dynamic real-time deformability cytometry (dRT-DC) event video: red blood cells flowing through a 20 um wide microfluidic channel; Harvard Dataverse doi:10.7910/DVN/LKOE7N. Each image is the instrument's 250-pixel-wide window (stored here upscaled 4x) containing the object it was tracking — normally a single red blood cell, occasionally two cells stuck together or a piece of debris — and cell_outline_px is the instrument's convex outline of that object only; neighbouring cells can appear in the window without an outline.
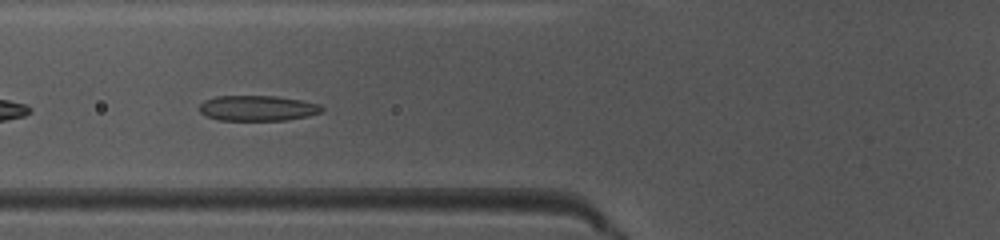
{"species": "common noctule bat (a hibernating species)", "species_latin": "Nyctalus noctula", "temperature_condition": "warm", "stored_images_in_passage": 39, "camera_frame_rate_fps": 3000, "um_per_image_px": 0.085, "animal": {"sex": "female", "body_mass_g": 10.0, "forearm_length_mm": 53.1}, "frame": {"image": 1, "passage_image": 8, "time_ms": 2.333, "image_size_px": [1000, 240], "cell_outline_px": [[324, 112], [308, 116], [288, 120], [216, 120], [200, 112], [200, 104], [204, 100], [216, 96], [276, 96], [300, 100], [320, 104], [324, 108]], "centroid_in_image_um": [21.93, 9.2], "position_along_channel_um": 103.9, "area_um2": 18.21}}
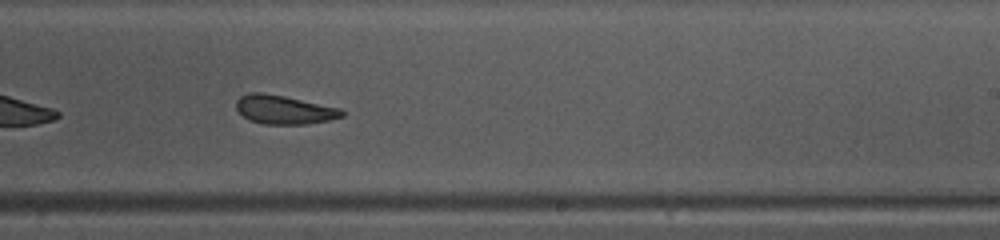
{"frame": {"image": 2, "passage_image": 20, "time_ms": 6.333, "image_size_px": [1000, 240], "cell_outline_px": [[344, 116], [328, 120], [308, 124], [264, 124], [248, 120], [236, 108], [236, 100], [240, 96], [248, 92], [260, 92], [284, 96], [340, 108], [344, 112]], "centroid_in_image_um": [24.12, 9.32], "position_along_channel_um": 264.9, "area_um2": 17.69}}
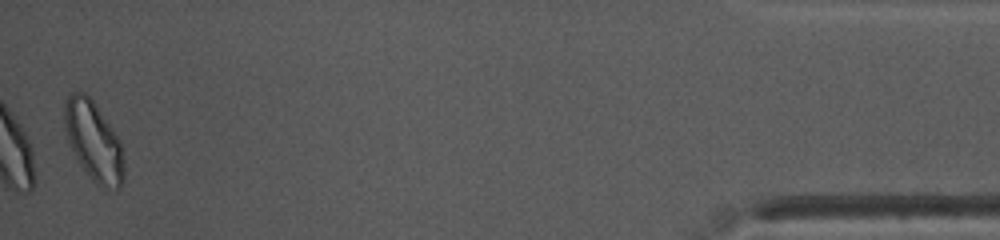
{"frame": {"image": 3, "passage_image": 38, "time_ms": 12.333, "image_size_px": [1000, 240], "cell_outline_px": [[124, 184], [120, 188], [104, 188], [96, 184], [92, 180], [80, 164], [68, 144], [64, 132], [64, 104], [68, 96], [72, 92], [84, 92], [92, 100], [112, 128], [120, 140], [124, 160]], "centroid_in_image_um": [7.95, 12.02], "position_along_channel_um": 427.2, "area_um2": 27.69}, "authors_computed_cell_mechanics": {"area_um2": 18.3804, "velocity_mm_per_s": 4.0214, "shape_relaxation_time_tau1_ms": 8.7029, "shape_relaxation_time_tau2_ms": 3.7004, "deformation_change_tau1": 0.185, "deformation_change_tau2": 0.1051}}